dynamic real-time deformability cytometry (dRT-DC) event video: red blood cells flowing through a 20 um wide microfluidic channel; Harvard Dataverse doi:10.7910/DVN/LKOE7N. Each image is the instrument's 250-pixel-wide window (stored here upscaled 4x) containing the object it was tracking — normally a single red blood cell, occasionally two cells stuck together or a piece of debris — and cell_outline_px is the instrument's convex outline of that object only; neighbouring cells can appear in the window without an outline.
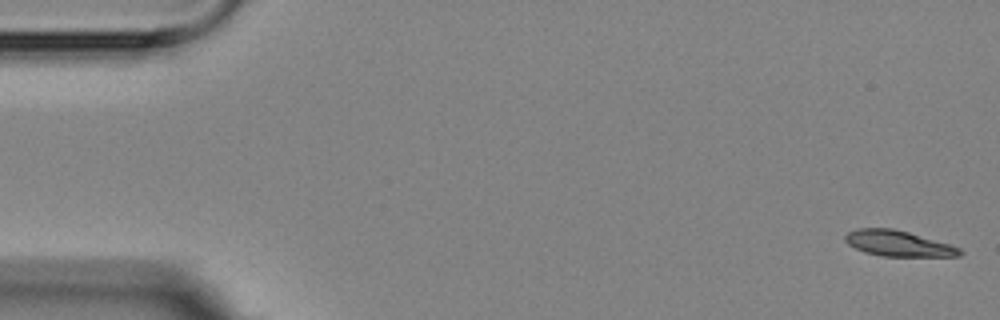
{"species": "Egyptian fruit bat (a non-hibernating species)", "species_latin": "Rousettus aegyptiacus", "temperature_condition": "room temperature", "stored_images_in_passage": 6, "camera_frame_rate_fps": 3000, "um_per_image_px": 0.085, "animal": {"sex": "female"}, "frame": {"image": 1, "passage_image": 1, "time_ms": 0.0, "image_size_px": [1000, 320], "cell_outline_px": [[964, 252], [960, 256], [884, 256], [864, 252], [848, 244], [844, 240], [844, 236], [848, 232], [856, 228], [892, 228], [908, 232], [948, 244], [960, 248]], "centroid_in_image_um": [76.32, 20.69], "position_along_channel_um": 8.7, "area_um2": 16.99}}